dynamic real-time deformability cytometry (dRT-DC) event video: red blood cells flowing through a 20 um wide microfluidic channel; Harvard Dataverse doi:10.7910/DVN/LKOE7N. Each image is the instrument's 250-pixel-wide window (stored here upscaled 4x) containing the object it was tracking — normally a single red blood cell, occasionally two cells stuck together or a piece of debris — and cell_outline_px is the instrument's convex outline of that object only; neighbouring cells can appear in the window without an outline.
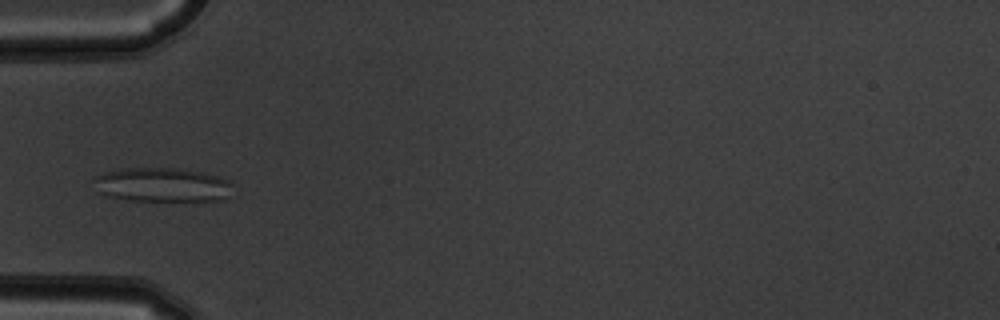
{"species": "common noctule bat (a hibernating species)", "species_latin": "Nyctalus noctula", "temperature_condition": "warm", "stored_images_in_passage": 4, "camera_frame_rate_fps": 3000, "um_per_image_px": 0.085, "animal": {"sex": "male", "body_mass_g": 19.5, "forearm_length_mm": 54.6}, "frame": {"image": 1, "passage_image": 4, "time_ms": 1.0, "image_size_px": [1000, 320], "cell_outline_px": [[232, 184], [228, 196], [224, 200], [132, 200], [108, 196], [100, 192], [92, 176], [104, 172], [120, 168], [180, 168], [220, 176], [228, 180]], "centroid_in_image_um": [13.79, 15.69], "position_along_channel_um": 71.2, "area_um2": 27.51}}